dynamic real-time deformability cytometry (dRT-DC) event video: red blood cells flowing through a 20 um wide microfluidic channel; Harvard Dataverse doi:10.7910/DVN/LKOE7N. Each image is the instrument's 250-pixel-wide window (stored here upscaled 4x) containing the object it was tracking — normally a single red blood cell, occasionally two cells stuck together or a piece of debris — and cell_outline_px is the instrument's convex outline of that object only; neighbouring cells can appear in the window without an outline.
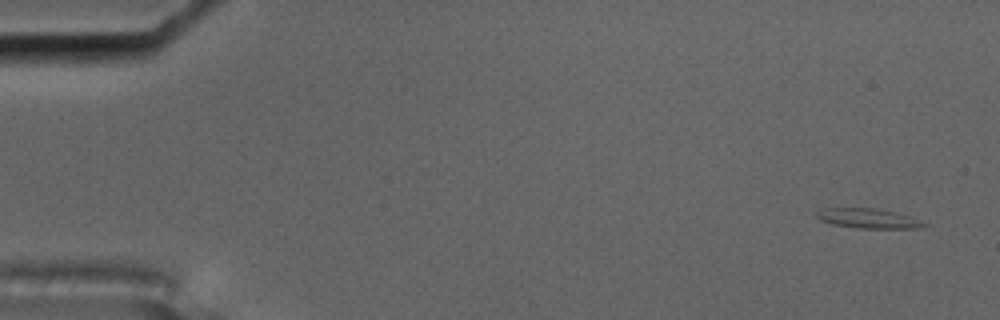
{"species": "common noctule bat (a hibernating species)", "species_latin": "Nyctalus noctula", "temperature_condition": "cold", "stored_images_in_passage": 5, "camera_frame_rate_fps": 3000, "um_per_image_px": 0.085, "animal": {"sex": "male", "body_mass_g": 17.5, "forearm_length_mm": 52.3}, "frame": {"image": 1, "passage_image": 1, "time_ms": 0.0, "image_size_px": [1000, 320], "cell_outline_px": [[932, 224], [920, 228], [856, 228], [832, 224], [820, 220], [816, 216], [816, 212], [824, 208], [876, 208], [896, 212], [912, 216]], "centroid_in_image_um": [73.88, 18.57], "position_along_channel_um": 11.1, "area_um2": 12.6}}
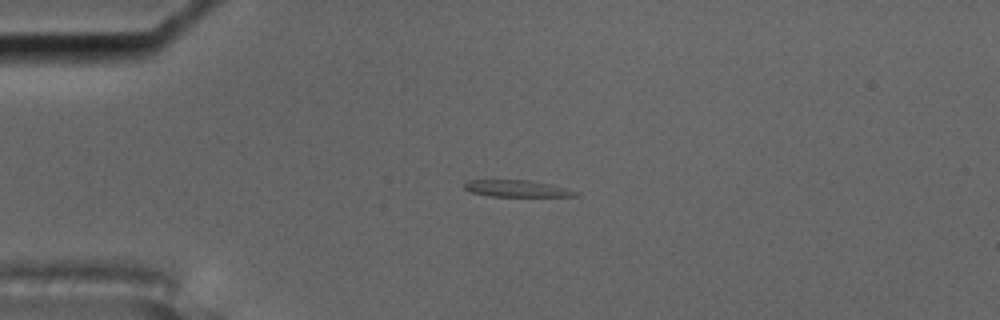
{"frame": {"image": 2, "passage_image": 4, "time_ms": 1.0, "image_size_px": [1000, 320], "cell_outline_px": [[580, 196], [488, 196], [472, 192], [464, 188], [464, 184], [468, 180], [528, 180], [548, 184], [580, 192]], "centroid_in_image_um": [43.92, 16.03], "position_along_channel_um": 41.1, "area_um2": 10.64}}